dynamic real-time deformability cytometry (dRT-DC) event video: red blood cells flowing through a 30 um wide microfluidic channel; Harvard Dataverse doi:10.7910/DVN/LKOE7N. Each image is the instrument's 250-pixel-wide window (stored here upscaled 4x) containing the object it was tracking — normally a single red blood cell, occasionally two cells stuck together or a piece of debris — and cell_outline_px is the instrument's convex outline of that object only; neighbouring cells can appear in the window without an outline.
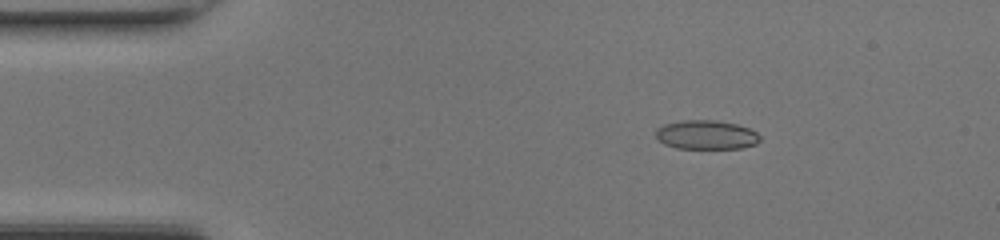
{"species": "common noctule bat (a hibernating species)", "species_latin": "Nyctalus noctula", "temperature_condition": "room temperature", "stored_images_in_passage": 42, "camera_frame_rate_fps": 3000, "um_per_image_px": 0.085, "animal": {"sex": "female", "body_mass_g": 17.0, "forearm_length_mm": 48.0}, "frame": {"image": 1, "passage_image": 2, "time_ms": 0.333, "image_size_px": [1000, 240], "cell_outline_px": [[760, 140], [756, 144], [740, 148], [676, 148], [664, 144], [656, 136], [656, 128], [664, 124], [684, 120], [716, 120], [736, 124], [748, 128], [756, 132], [760, 136]], "centroid_in_image_um": [60.03, 11.45], "position_along_channel_um": 25.0, "area_um2": 17.57}}
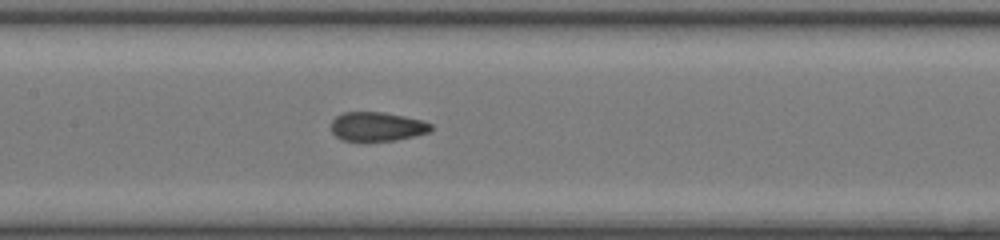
{"frame": {"image": 2, "passage_image": 17, "time_ms": 5.333, "image_size_px": [1000, 240], "cell_outline_px": [[432, 128], [428, 132], [416, 136], [396, 140], [364, 144], [344, 140], [336, 136], [332, 132], [332, 120], [336, 116], [344, 112], [384, 112], [424, 120], [432, 124]], "centroid_in_image_um": [32.05, 10.8], "position_along_channel_um": 175.3, "area_um2": 17.57}}
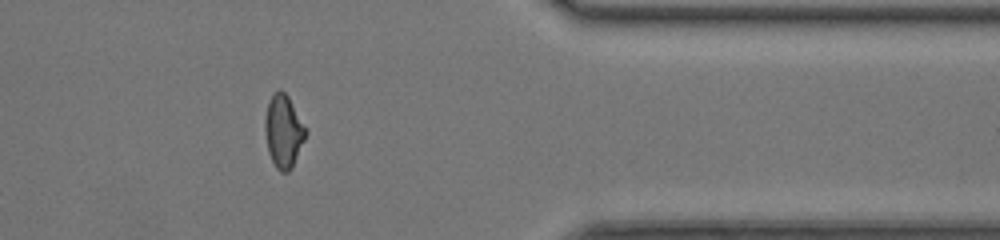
{"frame": {"image": 3, "passage_image": 33, "time_ms": 10.667, "image_size_px": [1000, 240], "cell_outline_px": [[308, 132], [292, 168], [288, 172], [280, 172], [276, 168], [268, 152], [264, 128], [264, 120], [268, 100], [280, 88], [288, 96]], "centroid_in_image_um": [24.09, 11.17], "position_along_channel_um": 387.3, "area_um2": 17.28}, "authors_computed_cell_mechanics": {"area_um2": 17.5712, "velocity_mm_per_s": 4.3624, "shape_relaxation_time_tau1_ms": 10.0147, "shape_relaxation_time_tau2_ms": 1.2986, "deformation_change_tau1": 0.2355, "deformation_change_tau2": 0.0697}}